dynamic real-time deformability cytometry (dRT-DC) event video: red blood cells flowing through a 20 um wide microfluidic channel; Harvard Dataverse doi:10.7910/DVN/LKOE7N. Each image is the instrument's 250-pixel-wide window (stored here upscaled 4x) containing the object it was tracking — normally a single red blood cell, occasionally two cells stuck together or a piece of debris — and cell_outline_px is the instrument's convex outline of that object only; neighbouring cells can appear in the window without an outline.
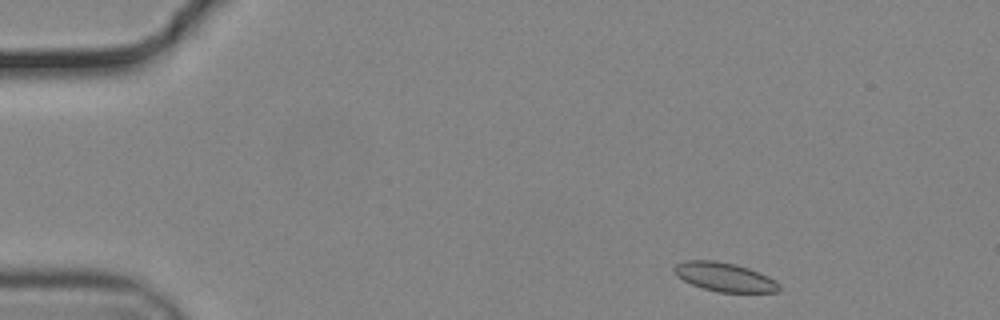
{"species": "common noctule bat (a hibernating species)", "species_latin": "Nyctalus noctula", "temperature_condition": "cold", "stored_images_in_passage": 51, "segment_of_instrument_passage": [1, 2], "camera_frame_rate_fps": 3000, "um_per_image_px": 0.085, "animal": {"sex": "male", "body_mass_g": 19.2, "forearm_length_mm": 51.8}, "frame": {"image": 1, "passage_image": 2, "time_ms": 0.333, "image_size_px": [1000, 320], "cell_outline_px": [[780, 288], [776, 292], [720, 292], [704, 288], [692, 284], [676, 276], [672, 268], [676, 264], [688, 260], [716, 260], [736, 264], [748, 268], [768, 276], [780, 284]], "centroid_in_image_um": [61.57, 23.53], "position_along_channel_um": 23.4, "area_um2": 17.57}}
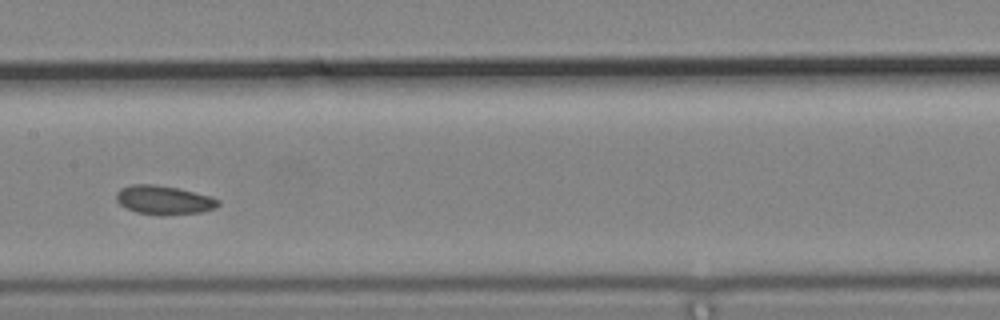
{"frame": {"image": 2, "passage_image": 23, "time_ms": 7.333, "image_size_px": [1000, 320], "cell_outline_px": [[220, 204], [216, 208], [200, 212], [136, 212], [120, 204], [116, 200], [116, 192], [120, 188], [132, 184], [156, 184], [180, 188], [208, 196], [220, 200]], "centroid_in_image_um": [13.91, 16.93], "position_along_channel_um": 193.5, "area_um2": 16.36}}
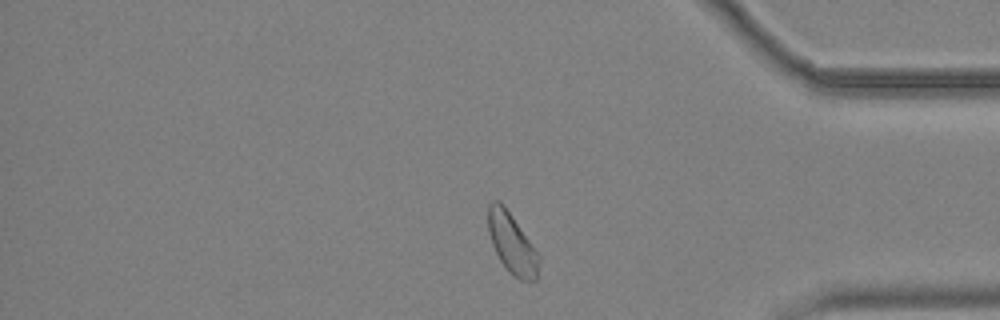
{"frame": {"image": 3, "passage_image": 41, "time_ms": 13.333, "image_size_px": [1000, 320], "cell_outline_px": [[540, 260], [536, 280], [520, 280], [512, 276], [508, 272], [500, 260], [492, 244], [488, 232], [488, 204], [492, 200], [500, 200], [504, 204], [540, 256]], "centroid_in_image_um": [43.5, 20.68], "position_along_channel_um": 391.7, "area_um2": 17.92}}